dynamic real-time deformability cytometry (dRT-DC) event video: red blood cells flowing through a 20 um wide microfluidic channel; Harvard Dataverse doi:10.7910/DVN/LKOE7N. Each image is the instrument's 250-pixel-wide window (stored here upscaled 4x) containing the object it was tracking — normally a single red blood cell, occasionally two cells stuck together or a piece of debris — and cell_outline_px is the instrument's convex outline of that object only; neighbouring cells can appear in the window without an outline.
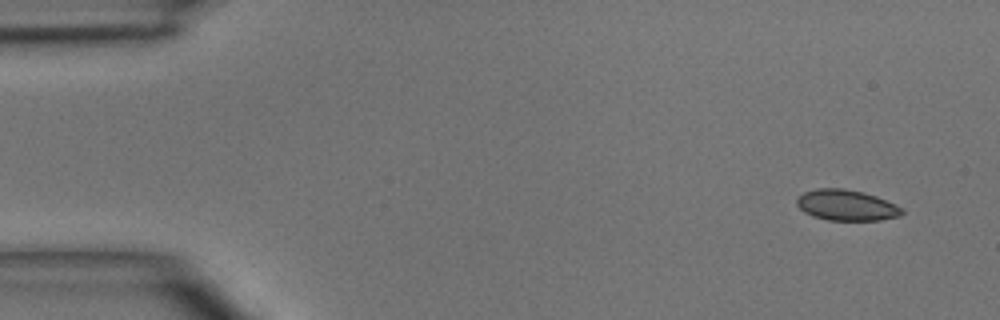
{"species": "common noctule bat (a hibernating species)", "species_latin": "Nyctalus noctula", "temperature_condition": "room temperature", "stored_images_in_passage": 8, "camera_frame_rate_fps": 3000, "um_per_image_px": 0.085, "animal": {"sex": "male", "body_mass_g": 15.6}, "frame": {"image": 1, "passage_image": 1, "time_ms": 0.0, "image_size_px": [1000, 320], "cell_outline_px": [[904, 212], [900, 216], [880, 220], [828, 220], [812, 216], [804, 212], [796, 204], [796, 200], [804, 192], [816, 188], [844, 188], [864, 192], [876, 196], [896, 204], [904, 208]], "centroid_in_image_um": [71.97, 17.44], "position_along_channel_um": 13.0, "area_um2": 19.02}}
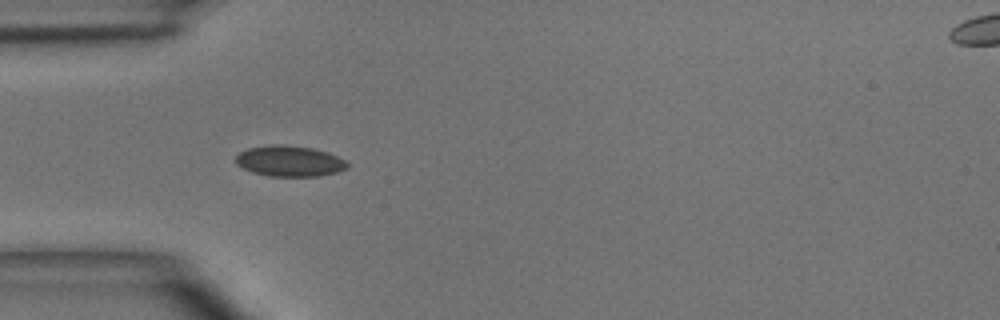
{"frame": {"image": 2, "passage_image": 4, "time_ms": 3.667, "image_size_px": [1000, 320], "cell_outline_px": [[348, 168], [336, 172], [320, 176], [268, 176], [252, 172], [236, 164], [236, 156], [240, 152], [248, 148], [272, 144], [280, 144], [312, 148], [328, 152], [344, 160], [348, 164]], "centroid_in_image_um": [24.6, 13.69], "position_along_channel_um": 60.4, "area_um2": 19.94}}
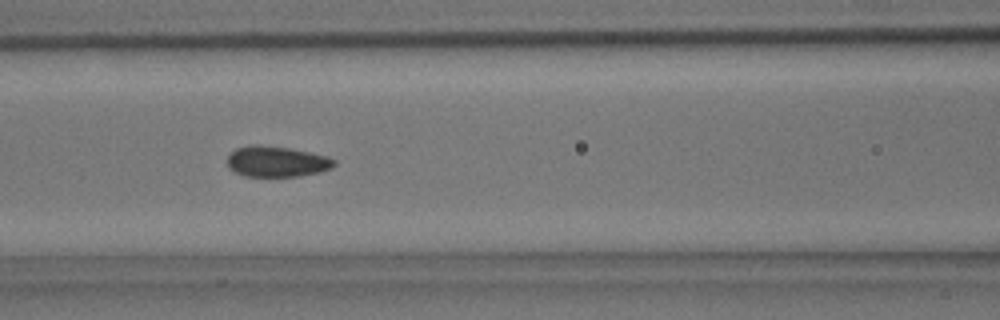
{"frame": {"image": 3, "passage_image": 6, "time_ms": 5.667, "image_size_px": [1000, 320], "cell_outline_px": [[336, 164], [332, 168], [320, 172], [300, 176], [244, 176], [228, 168], [228, 156], [236, 148], [252, 144], [260, 144], [288, 148], [328, 156], [336, 160]], "centroid_in_image_um": [23.53, 13.73], "position_along_channel_um": 143.1, "area_um2": 19.19}}